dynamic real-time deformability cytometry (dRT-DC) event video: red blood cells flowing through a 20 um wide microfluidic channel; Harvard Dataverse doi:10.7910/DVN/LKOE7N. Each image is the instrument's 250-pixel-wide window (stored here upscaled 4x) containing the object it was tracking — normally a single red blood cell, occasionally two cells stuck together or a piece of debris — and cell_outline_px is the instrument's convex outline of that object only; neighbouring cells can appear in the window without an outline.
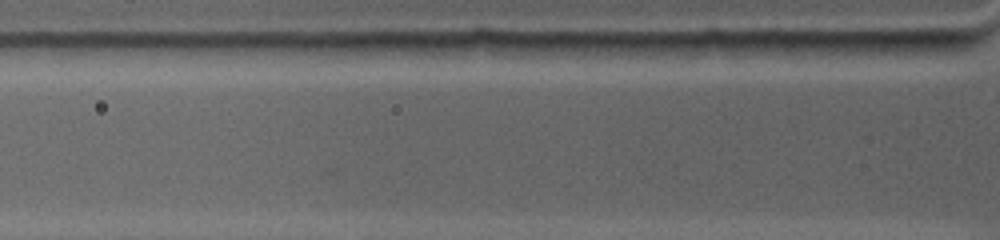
{"species": "common noctule bat (a hibernating species)", "species_latin": "Nyctalus noctula", "temperature_condition": "warm", "stored_images_in_passage": 2, "camera_frame_rate_fps": 4500, "um_per_image_px": 0.085, "animal": {"sex": "female", "body_mass_g": 19.0, "forearm_length_mm": 53.3}, "frame": {"image": 1, "passage_image": 2, "time_ms": 0.222, "image_size_px": [1000, 240], "cell_outline_px": [[820, 40], [804, 56], [792, 60], [736, 60], [712, 56], [700, 52], [692, 44], [708, 40]], "centroid_in_image_um": [64.3, 4.18], "position_along_channel_um": 61.5, "area_um2": 15.14}}